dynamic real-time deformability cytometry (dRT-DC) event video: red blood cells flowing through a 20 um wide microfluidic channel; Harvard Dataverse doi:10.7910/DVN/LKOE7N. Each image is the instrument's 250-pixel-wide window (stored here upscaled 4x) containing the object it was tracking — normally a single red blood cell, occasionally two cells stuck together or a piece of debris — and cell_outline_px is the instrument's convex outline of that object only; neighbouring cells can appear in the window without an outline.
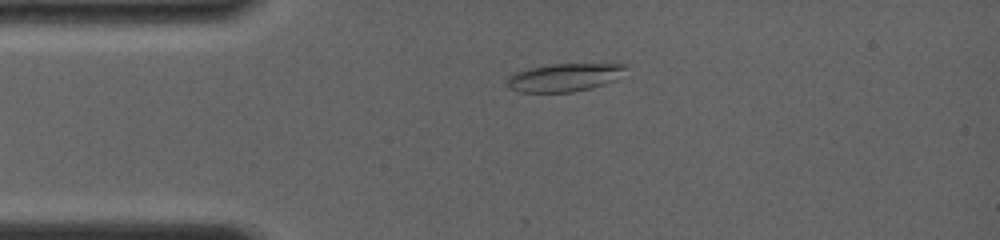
{"species": "common noctule bat (a hibernating species)", "species_latin": "Nyctalus noctula", "temperature_condition": "room temperature", "stored_images_in_passage": 27, "camera_frame_rate_fps": 4000, "um_per_image_px": 0.085, "animal": {"sex": "female", "body_mass_g": 19.0, "forearm_length_mm": 56.7}, "frame": {"image": 1, "passage_image": 1, "time_ms": 0.0, "image_size_px": [1000, 240], "cell_outline_px": [[624, 68], [616, 80], [604, 84], [572, 92], [520, 92], [508, 88], [508, 76], [516, 72], [548, 64], [624, 64]], "centroid_in_image_um": [47.92, 6.59], "position_along_channel_um": 37.1, "area_um2": 18.96}}
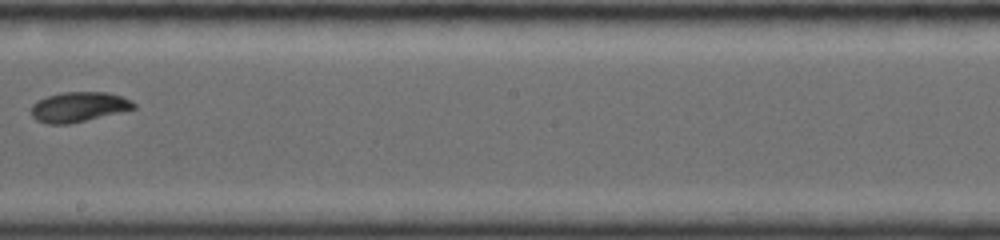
{"frame": {"image": 2, "passage_image": 14, "time_ms": 5.75, "image_size_px": [1000, 240], "cell_outline_px": [[136, 108], [120, 112], [68, 124], [48, 124], [36, 120], [32, 116], [32, 104], [48, 96], [60, 92], [108, 92], [132, 100], [136, 104]], "centroid_in_image_um": [6.7, 9.08], "position_along_channel_um": 241.5, "area_um2": 17.74}}
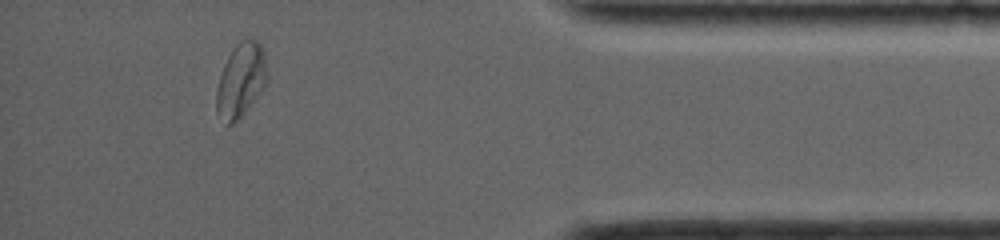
{"frame": {"image": 3, "passage_image": 24, "time_ms": 10.75, "image_size_px": [1000, 240], "cell_outline_px": [[268, 80], [264, 88], [248, 108], [232, 124], [228, 124], [216, 112], [216, 88], [224, 64], [228, 56], [236, 44], [240, 40], [248, 36], [256, 40], [260, 44], [264, 52], [268, 68]], "centroid_in_image_um": [20.5, 6.76], "position_along_channel_um": 414.7, "area_um2": 22.02}, "authors_computed_cell_mechanics": {"area_um2": 18.4382, "velocity_mm_per_s": 3.9907, "shape_relaxation_time_tau1_ms": 2.7971, "shape_relaxation_time_tau2_ms": null, "deformation_change_tau1": 0.1316, "deformation_change_tau2": null}}